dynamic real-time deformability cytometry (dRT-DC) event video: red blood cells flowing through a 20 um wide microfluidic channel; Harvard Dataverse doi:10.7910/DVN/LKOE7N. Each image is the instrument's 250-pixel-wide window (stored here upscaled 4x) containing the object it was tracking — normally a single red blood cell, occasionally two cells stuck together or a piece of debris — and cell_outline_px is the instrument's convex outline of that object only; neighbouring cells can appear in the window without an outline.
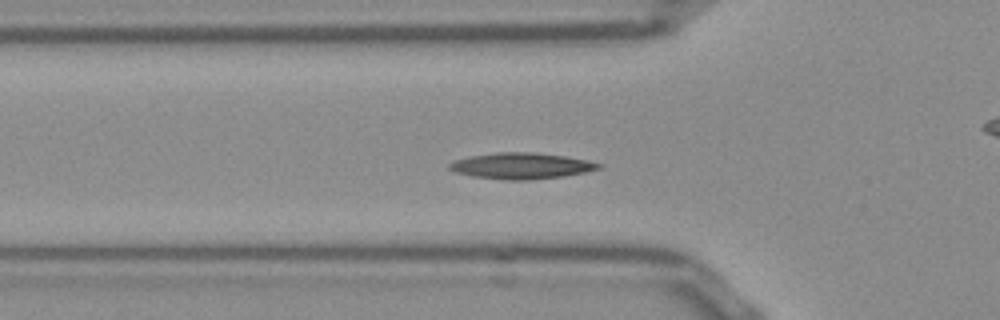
{"species": "Egyptian fruit bat (a non-hibernating species)", "species_latin": "Rousettus aegyptiacus", "temperature_condition": "room temperature", "stored_images_in_passage": 45, "camera_frame_rate_fps": 3000, "um_per_image_px": 0.085, "frame": {"image": 1, "passage_image": 18, "time_ms": 5.667, "image_size_px": [1000, 320], "cell_outline_px": [[604, 164], [600, 168], [584, 172], [564, 176], [528, 180], [504, 180], [472, 176], [456, 172], [448, 168], [448, 164], [456, 160], [472, 156], [496, 152], [532, 152], [564, 156], [588, 160]], "centroid_in_image_um": [44.33, 14.1], "position_along_channel_um": 81.5, "area_um2": 22.6}}
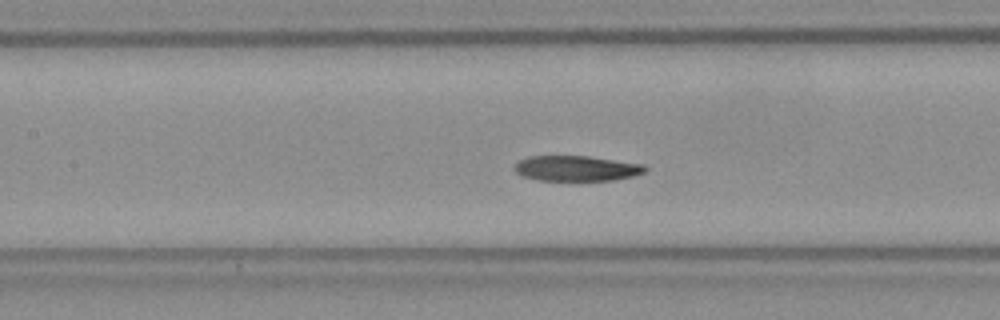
{"frame": {"image": 2, "passage_image": 24, "time_ms": 7.667, "image_size_px": [1000, 320], "cell_outline_px": [[648, 168], [644, 172], [632, 176], [612, 180], [540, 180], [520, 176], [512, 168], [520, 160], [528, 156], [588, 156], [644, 164]], "centroid_in_image_um": [48.98, 14.3], "position_along_channel_um": 158.4, "area_um2": 19.25}}
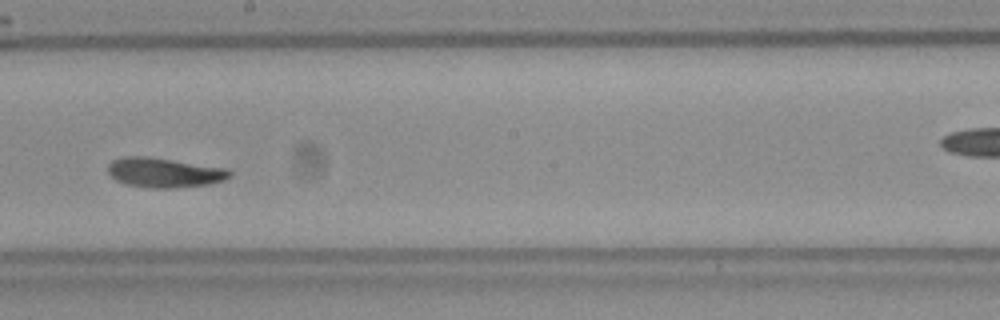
{"frame": {"image": 3, "passage_image": 30, "time_ms": 9.667, "image_size_px": [1000, 320], "cell_outline_px": [[232, 176], [224, 180], [208, 184], [176, 188], [152, 188], [124, 184], [116, 180], [108, 172], [108, 164], [112, 160], [124, 156], [148, 156], [228, 168], [232, 172]], "centroid_in_image_um": [13.97, 14.66], "position_along_channel_um": 234.2, "area_um2": 21.27}, "authors_computed_cell_mechanics": {"area_um2": 20.5768, "velocity_mm_per_s": 3.8066, "shape_relaxation_time_tau1_ms": 9.6629, "shape_relaxation_time_tau2_ms": 3.586, "deformation_change_tau1": 0.1943, "deformation_change_tau2": 0.0912}}